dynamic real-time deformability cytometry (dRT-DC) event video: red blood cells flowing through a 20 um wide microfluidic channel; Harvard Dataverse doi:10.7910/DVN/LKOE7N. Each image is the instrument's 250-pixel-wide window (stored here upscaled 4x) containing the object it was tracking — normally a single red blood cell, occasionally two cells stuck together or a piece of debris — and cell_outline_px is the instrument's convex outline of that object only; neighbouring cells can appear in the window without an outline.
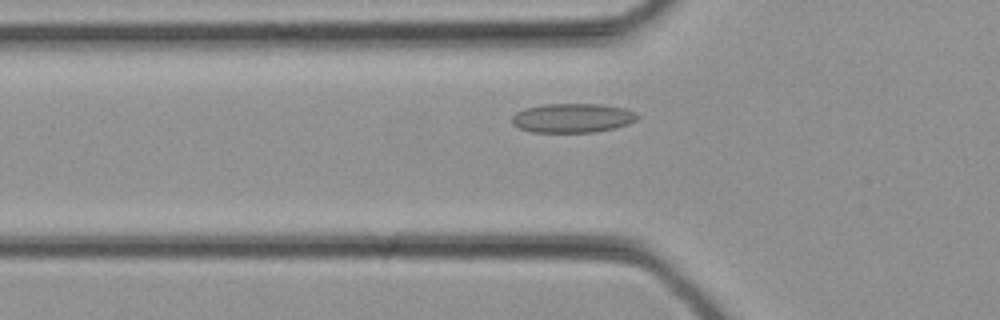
{"species": "common noctule bat (a hibernating species)", "species_latin": "Nyctalus noctula", "temperature_condition": "cold", "stored_images_in_passage": 25, "camera_frame_rate_fps": 3000, "um_per_image_px": 0.085, "animal": {"sex": "female", "body_mass_g": 21.9}, "frame": {"image": 1, "passage_image": 6, "time_ms": 1.667, "image_size_px": [1000, 320], "cell_outline_px": [[640, 116], [636, 120], [628, 124], [616, 128], [596, 132], [532, 132], [520, 128], [512, 124], [512, 116], [516, 112], [524, 108], [544, 104], [600, 104], [624, 108], [636, 112]], "centroid_in_image_um": [48.68, 10.03], "position_along_channel_um": 77.1, "area_um2": 21.5}}
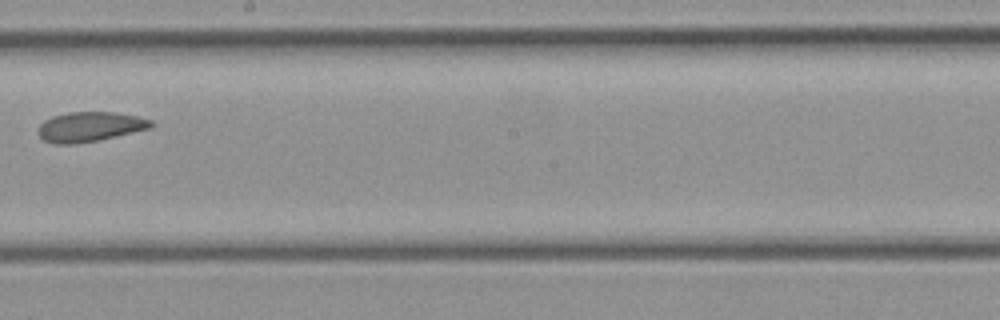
{"frame": {"image": 2, "passage_image": 14, "time_ms": 4.333, "image_size_px": [1000, 320], "cell_outline_px": [[156, 124], [152, 128], [100, 140], [76, 144], [56, 144], [44, 140], [36, 132], [40, 124], [44, 120], [52, 116], [68, 112], [116, 112], [136, 116], [152, 120]], "centroid_in_image_um": [7.65, 10.77], "position_along_channel_um": 240.5, "area_um2": 19.88}}
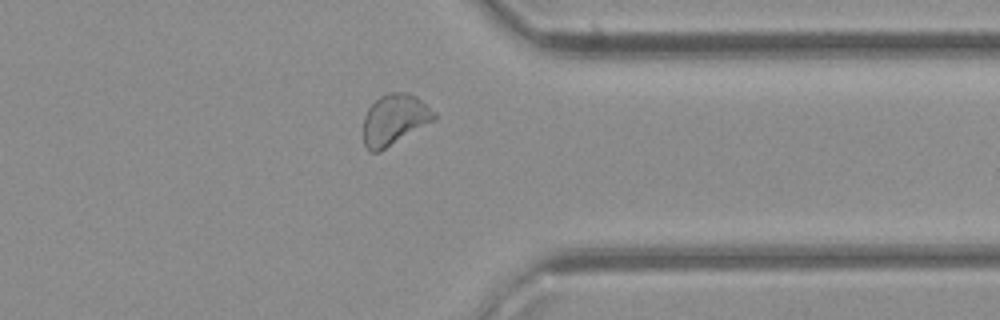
{"frame": {"image": 3, "passage_image": 21, "time_ms": 6.667, "image_size_px": [1000, 320], "cell_outline_px": [[436, 120], [380, 152], [368, 152], [364, 144], [364, 116], [368, 108], [380, 96], [388, 92], [404, 92], [416, 96], [436, 112]], "centroid_in_image_um": [33.54, 10.18], "position_along_channel_um": 377.9, "area_um2": 21.15}}